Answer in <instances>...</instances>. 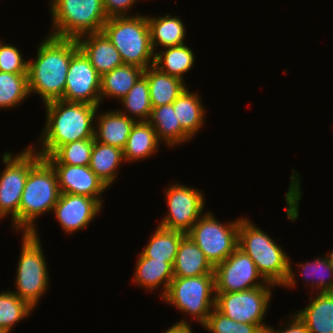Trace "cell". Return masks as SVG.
<instances>
[{
	"label": "cell",
	"instance_id": "83f0119b",
	"mask_svg": "<svg viewBox=\"0 0 333 333\" xmlns=\"http://www.w3.org/2000/svg\"><path fill=\"white\" fill-rule=\"evenodd\" d=\"M124 162L123 150L95 141L91 152L89 168L109 188L117 178L118 167Z\"/></svg>",
	"mask_w": 333,
	"mask_h": 333
},
{
	"label": "cell",
	"instance_id": "7c38bea8",
	"mask_svg": "<svg viewBox=\"0 0 333 333\" xmlns=\"http://www.w3.org/2000/svg\"><path fill=\"white\" fill-rule=\"evenodd\" d=\"M165 193L168 212L162 217L158 226L187 234L205 213L204 194L199 189L177 182L170 184Z\"/></svg>",
	"mask_w": 333,
	"mask_h": 333
},
{
	"label": "cell",
	"instance_id": "cb8c5ba5",
	"mask_svg": "<svg viewBox=\"0 0 333 333\" xmlns=\"http://www.w3.org/2000/svg\"><path fill=\"white\" fill-rule=\"evenodd\" d=\"M160 141L154 127L148 121H137L128 136L123 149L124 161L137 162L155 155Z\"/></svg>",
	"mask_w": 333,
	"mask_h": 333
},
{
	"label": "cell",
	"instance_id": "d6a6232c",
	"mask_svg": "<svg viewBox=\"0 0 333 333\" xmlns=\"http://www.w3.org/2000/svg\"><path fill=\"white\" fill-rule=\"evenodd\" d=\"M93 145L94 138L70 142L43 158L50 164L89 166Z\"/></svg>",
	"mask_w": 333,
	"mask_h": 333
},
{
	"label": "cell",
	"instance_id": "5bb4252c",
	"mask_svg": "<svg viewBox=\"0 0 333 333\" xmlns=\"http://www.w3.org/2000/svg\"><path fill=\"white\" fill-rule=\"evenodd\" d=\"M214 275L215 292H239L267 283L253 260L239 248L214 267Z\"/></svg>",
	"mask_w": 333,
	"mask_h": 333
},
{
	"label": "cell",
	"instance_id": "d590c367",
	"mask_svg": "<svg viewBox=\"0 0 333 333\" xmlns=\"http://www.w3.org/2000/svg\"><path fill=\"white\" fill-rule=\"evenodd\" d=\"M203 328L210 333H263V329L259 325L234 321L223 315L215 307Z\"/></svg>",
	"mask_w": 333,
	"mask_h": 333
},
{
	"label": "cell",
	"instance_id": "f546056e",
	"mask_svg": "<svg viewBox=\"0 0 333 333\" xmlns=\"http://www.w3.org/2000/svg\"><path fill=\"white\" fill-rule=\"evenodd\" d=\"M185 233L167 230L157 226L149 242L141 251L146 257L158 261L168 262L174 265L181 238Z\"/></svg>",
	"mask_w": 333,
	"mask_h": 333
},
{
	"label": "cell",
	"instance_id": "1f68e13d",
	"mask_svg": "<svg viewBox=\"0 0 333 333\" xmlns=\"http://www.w3.org/2000/svg\"><path fill=\"white\" fill-rule=\"evenodd\" d=\"M29 96L28 74L0 72V109L16 107Z\"/></svg>",
	"mask_w": 333,
	"mask_h": 333
},
{
	"label": "cell",
	"instance_id": "ffe728a7",
	"mask_svg": "<svg viewBox=\"0 0 333 333\" xmlns=\"http://www.w3.org/2000/svg\"><path fill=\"white\" fill-rule=\"evenodd\" d=\"M138 256L136 269L133 273V283L148 291L157 290L162 285V298L174 278L173 265L168 262L146 258L141 252Z\"/></svg>",
	"mask_w": 333,
	"mask_h": 333
},
{
	"label": "cell",
	"instance_id": "d4e9b609",
	"mask_svg": "<svg viewBox=\"0 0 333 333\" xmlns=\"http://www.w3.org/2000/svg\"><path fill=\"white\" fill-rule=\"evenodd\" d=\"M148 122L154 127L158 140L170 148L181 143L185 144L192 139L182 129L172 103L153 107Z\"/></svg>",
	"mask_w": 333,
	"mask_h": 333
},
{
	"label": "cell",
	"instance_id": "e0dca14e",
	"mask_svg": "<svg viewBox=\"0 0 333 333\" xmlns=\"http://www.w3.org/2000/svg\"><path fill=\"white\" fill-rule=\"evenodd\" d=\"M77 42L100 76L124 64L121 54L102 31L83 35Z\"/></svg>",
	"mask_w": 333,
	"mask_h": 333
},
{
	"label": "cell",
	"instance_id": "ac0fdd59",
	"mask_svg": "<svg viewBox=\"0 0 333 333\" xmlns=\"http://www.w3.org/2000/svg\"><path fill=\"white\" fill-rule=\"evenodd\" d=\"M95 117L94 139L119 149H124L132 127L137 122L121 112L111 110L98 114ZM98 114V115H97Z\"/></svg>",
	"mask_w": 333,
	"mask_h": 333
},
{
	"label": "cell",
	"instance_id": "d6986e66",
	"mask_svg": "<svg viewBox=\"0 0 333 333\" xmlns=\"http://www.w3.org/2000/svg\"><path fill=\"white\" fill-rule=\"evenodd\" d=\"M173 272L174 277L214 275V266L189 235L185 234L178 247Z\"/></svg>",
	"mask_w": 333,
	"mask_h": 333
},
{
	"label": "cell",
	"instance_id": "7a4b0ae2",
	"mask_svg": "<svg viewBox=\"0 0 333 333\" xmlns=\"http://www.w3.org/2000/svg\"><path fill=\"white\" fill-rule=\"evenodd\" d=\"M46 121L40 136L41 157L50 156L59 146L83 139L94 138L95 117L98 106L54 100L45 103Z\"/></svg>",
	"mask_w": 333,
	"mask_h": 333
},
{
	"label": "cell",
	"instance_id": "f1b7e54d",
	"mask_svg": "<svg viewBox=\"0 0 333 333\" xmlns=\"http://www.w3.org/2000/svg\"><path fill=\"white\" fill-rule=\"evenodd\" d=\"M195 62V55L186 44L164 48L155 52L154 64L163 73L184 80V74L189 72Z\"/></svg>",
	"mask_w": 333,
	"mask_h": 333
},
{
	"label": "cell",
	"instance_id": "74e56055",
	"mask_svg": "<svg viewBox=\"0 0 333 333\" xmlns=\"http://www.w3.org/2000/svg\"><path fill=\"white\" fill-rule=\"evenodd\" d=\"M138 0H102L107 17L128 16L129 10Z\"/></svg>",
	"mask_w": 333,
	"mask_h": 333
},
{
	"label": "cell",
	"instance_id": "9c48e42d",
	"mask_svg": "<svg viewBox=\"0 0 333 333\" xmlns=\"http://www.w3.org/2000/svg\"><path fill=\"white\" fill-rule=\"evenodd\" d=\"M215 299V275L174 277L162 297L165 303L191 315L201 326L215 307Z\"/></svg>",
	"mask_w": 333,
	"mask_h": 333
},
{
	"label": "cell",
	"instance_id": "277c9868",
	"mask_svg": "<svg viewBox=\"0 0 333 333\" xmlns=\"http://www.w3.org/2000/svg\"><path fill=\"white\" fill-rule=\"evenodd\" d=\"M59 196L56 173L52 165L42 157L28 173L19 205V231L37 233L35 220L52 211Z\"/></svg>",
	"mask_w": 333,
	"mask_h": 333
},
{
	"label": "cell",
	"instance_id": "4dcf8cb0",
	"mask_svg": "<svg viewBox=\"0 0 333 333\" xmlns=\"http://www.w3.org/2000/svg\"><path fill=\"white\" fill-rule=\"evenodd\" d=\"M119 101L123 108H125L122 109L123 111H121V109L118 110L119 112L134 120L137 119V121H148L151 115L152 105L147 78L142 75L127 95Z\"/></svg>",
	"mask_w": 333,
	"mask_h": 333
},
{
	"label": "cell",
	"instance_id": "2e32d148",
	"mask_svg": "<svg viewBox=\"0 0 333 333\" xmlns=\"http://www.w3.org/2000/svg\"><path fill=\"white\" fill-rule=\"evenodd\" d=\"M58 180L60 193L85 195L101 204L102 194L109 189L89 166L51 164Z\"/></svg>",
	"mask_w": 333,
	"mask_h": 333
},
{
	"label": "cell",
	"instance_id": "8d00e7d4",
	"mask_svg": "<svg viewBox=\"0 0 333 333\" xmlns=\"http://www.w3.org/2000/svg\"><path fill=\"white\" fill-rule=\"evenodd\" d=\"M0 72L28 74V60L14 45L0 41Z\"/></svg>",
	"mask_w": 333,
	"mask_h": 333
},
{
	"label": "cell",
	"instance_id": "b9f144b4",
	"mask_svg": "<svg viewBox=\"0 0 333 333\" xmlns=\"http://www.w3.org/2000/svg\"><path fill=\"white\" fill-rule=\"evenodd\" d=\"M0 333H8L5 329L0 328Z\"/></svg>",
	"mask_w": 333,
	"mask_h": 333
},
{
	"label": "cell",
	"instance_id": "ba28073f",
	"mask_svg": "<svg viewBox=\"0 0 333 333\" xmlns=\"http://www.w3.org/2000/svg\"><path fill=\"white\" fill-rule=\"evenodd\" d=\"M32 145L15 156L9 151L2 154L5 168L0 173V219L11 216L16 231L19 230V205L28 173L42 158Z\"/></svg>",
	"mask_w": 333,
	"mask_h": 333
},
{
	"label": "cell",
	"instance_id": "484cf974",
	"mask_svg": "<svg viewBox=\"0 0 333 333\" xmlns=\"http://www.w3.org/2000/svg\"><path fill=\"white\" fill-rule=\"evenodd\" d=\"M189 91L183 90L172 104L182 129L193 138L204 126L206 114L198 92Z\"/></svg>",
	"mask_w": 333,
	"mask_h": 333
},
{
	"label": "cell",
	"instance_id": "603a6c76",
	"mask_svg": "<svg viewBox=\"0 0 333 333\" xmlns=\"http://www.w3.org/2000/svg\"><path fill=\"white\" fill-rule=\"evenodd\" d=\"M172 16L171 14L158 17L147 15L154 53L158 51V46L164 49L185 44L186 27L178 16Z\"/></svg>",
	"mask_w": 333,
	"mask_h": 333
},
{
	"label": "cell",
	"instance_id": "8992f818",
	"mask_svg": "<svg viewBox=\"0 0 333 333\" xmlns=\"http://www.w3.org/2000/svg\"><path fill=\"white\" fill-rule=\"evenodd\" d=\"M52 29L48 35L78 39L101 32L108 17L102 0H50Z\"/></svg>",
	"mask_w": 333,
	"mask_h": 333
},
{
	"label": "cell",
	"instance_id": "5b68a950",
	"mask_svg": "<svg viewBox=\"0 0 333 333\" xmlns=\"http://www.w3.org/2000/svg\"><path fill=\"white\" fill-rule=\"evenodd\" d=\"M102 32L121 54L124 64L138 66L144 70L153 66L155 53L151 46L146 15L109 17Z\"/></svg>",
	"mask_w": 333,
	"mask_h": 333
},
{
	"label": "cell",
	"instance_id": "60d3db41",
	"mask_svg": "<svg viewBox=\"0 0 333 333\" xmlns=\"http://www.w3.org/2000/svg\"><path fill=\"white\" fill-rule=\"evenodd\" d=\"M324 258L328 261V263L331 265L333 268V249L331 250L330 253L326 254Z\"/></svg>",
	"mask_w": 333,
	"mask_h": 333
},
{
	"label": "cell",
	"instance_id": "8fae6325",
	"mask_svg": "<svg viewBox=\"0 0 333 333\" xmlns=\"http://www.w3.org/2000/svg\"><path fill=\"white\" fill-rule=\"evenodd\" d=\"M271 283L239 292H215V308L237 322L257 324L263 330L268 326L264 318L270 305Z\"/></svg>",
	"mask_w": 333,
	"mask_h": 333
},
{
	"label": "cell",
	"instance_id": "836d02e7",
	"mask_svg": "<svg viewBox=\"0 0 333 333\" xmlns=\"http://www.w3.org/2000/svg\"><path fill=\"white\" fill-rule=\"evenodd\" d=\"M32 308L26 301L21 300L15 293L8 289L0 293V328L11 333L14 325L28 317Z\"/></svg>",
	"mask_w": 333,
	"mask_h": 333
},
{
	"label": "cell",
	"instance_id": "7402d4cb",
	"mask_svg": "<svg viewBox=\"0 0 333 333\" xmlns=\"http://www.w3.org/2000/svg\"><path fill=\"white\" fill-rule=\"evenodd\" d=\"M143 75L149 85L152 108L173 103L187 88L184 80L163 73L154 66L146 68Z\"/></svg>",
	"mask_w": 333,
	"mask_h": 333
},
{
	"label": "cell",
	"instance_id": "30bf717a",
	"mask_svg": "<svg viewBox=\"0 0 333 333\" xmlns=\"http://www.w3.org/2000/svg\"><path fill=\"white\" fill-rule=\"evenodd\" d=\"M206 211L187 233L204 252L215 267L225 261L238 248L240 219L229 223L217 221L215 215Z\"/></svg>",
	"mask_w": 333,
	"mask_h": 333
},
{
	"label": "cell",
	"instance_id": "4316f807",
	"mask_svg": "<svg viewBox=\"0 0 333 333\" xmlns=\"http://www.w3.org/2000/svg\"><path fill=\"white\" fill-rule=\"evenodd\" d=\"M143 73V68L123 64L102 75L100 81L101 102L105 97L121 100L127 95Z\"/></svg>",
	"mask_w": 333,
	"mask_h": 333
},
{
	"label": "cell",
	"instance_id": "44dd1931",
	"mask_svg": "<svg viewBox=\"0 0 333 333\" xmlns=\"http://www.w3.org/2000/svg\"><path fill=\"white\" fill-rule=\"evenodd\" d=\"M309 333H333V292L318 293L310 303L296 312Z\"/></svg>",
	"mask_w": 333,
	"mask_h": 333
},
{
	"label": "cell",
	"instance_id": "9a60e30c",
	"mask_svg": "<svg viewBox=\"0 0 333 333\" xmlns=\"http://www.w3.org/2000/svg\"><path fill=\"white\" fill-rule=\"evenodd\" d=\"M102 208L103 204L96 198L60 193L52 211L62 230L71 234L86 228Z\"/></svg>",
	"mask_w": 333,
	"mask_h": 333
},
{
	"label": "cell",
	"instance_id": "6da1fadb",
	"mask_svg": "<svg viewBox=\"0 0 333 333\" xmlns=\"http://www.w3.org/2000/svg\"><path fill=\"white\" fill-rule=\"evenodd\" d=\"M39 44L35 60L28 59V88L30 95H40L45 104L63 98L69 63L79 45L77 39L51 35Z\"/></svg>",
	"mask_w": 333,
	"mask_h": 333
},
{
	"label": "cell",
	"instance_id": "e575fe53",
	"mask_svg": "<svg viewBox=\"0 0 333 333\" xmlns=\"http://www.w3.org/2000/svg\"><path fill=\"white\" fill-rule=\"evenodd\" d=\"M297 265L299 270H301L300 274L302 278L304 277V283L309 284L308 280L311 276V289L314 290L315 288L319 290V293L333 292V268L324 257L320 258L319 256L318 259L314 258L312 262L307 261V263Z\"/></svg>",
	"mask_w": 333,
	"mask_h": 333
},
{
	"label": "cell",
	"instance_id": "3957f363",
	"mask_svg": "<svg viewBox=\"0 0 333 333\" xmlns=\"http://www.w3.org/2000/svg\"><path fill=\"white\" fill-rule=\"evenodd\" d=\"M252 222L249 218L241 217L238 248L253 260L266 282L280 287H295L297 282L290 257L276 240Z\"/></svg>",
	"mask_w": 333,
	"mask_h": 333
},
{
	"label": "cell",
	"instance_id": "ab89813d",
	"mask_svg": "<svg viewBox=\"0 0 333 333\" xmlns=\"http://www.w3.org/2000/svg\"><path fill=\"white\" fill-rule=\"evenodd\" d=\"M163 333H193L189 322L185 319L174 323Z\"/></svg>",
	"mask_w": 333,
	"mask_h": 333
},
{
	"label": "cell",
	"instance_id": "f35d334b",
	"mask_svg": "<svg viewBox=\"0 0 333 333\" xmlns=\"http://www.w3.org/2000/svg\"><path fill=\"white\" fill-rule=\"evenodd\" d=\"M290 317L291 319L288 320V322H285V326H282V329H275L274 327L267 326L263 333H309L307 326L305 323L298 317L296 313H291ZM287 323H289L287 325Z\"/></svg>",
	"mask_w": 333,
	"mask_h": 333
},
{
	"label": "cell",
	"instance_id": "52a82bcc",
	"mask_svg": "<svg viewBox=\"0 0 333 333\" xmlns=\"http://www.w3.org/2000/svg\"><path fill=\"white\" fill-rule=\"evenodd\" d=\"M38 233H22V248L17 265L16 290L12 291L32 308L47 291L50 277Z\"/></svg>",
	"mask_w": 333,
	"mask_h": 333
},
{
	"label": "cell",
	"instance_id": "4fadbf2b",
	"mask_svg": "<svg viewBox=\"0 0 333 333\" xmlns=\"http://www.w3.org/2000/svg\"><path fill=\"white\" fill-rule=\"evenodd\" d=\"M100 81L101 76L79 48L71 57L61 100L100 107Z\"/></svg>",
	"mask_w": 333,
	"mask_h": 333
}]
</instances>
